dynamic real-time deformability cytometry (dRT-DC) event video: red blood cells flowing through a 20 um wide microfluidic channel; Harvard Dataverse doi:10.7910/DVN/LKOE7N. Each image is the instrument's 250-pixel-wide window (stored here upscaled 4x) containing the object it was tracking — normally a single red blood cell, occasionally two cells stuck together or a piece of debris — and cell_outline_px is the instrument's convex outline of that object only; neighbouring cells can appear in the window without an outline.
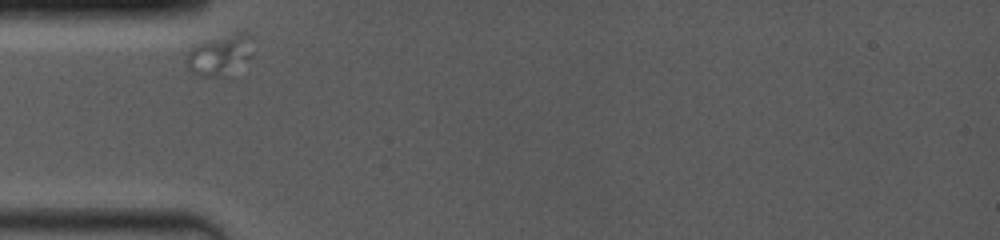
{"species": "common noctule bat (a hibernating species)", "species_latin": "Nyctalus noctula", "temperature_condition": "room temperature", "stored_images_in_passage": 15, "camera_frame_rate_fps": 4000, "um_per_image_px": 0.085, "animal": {"sex": "female", "body_mass_g": 19.0, "forearm_length_mm": 53.3}, "frame": {"image": 1, "passage_image": 1, "time_ms": 0.0, "image_size_px": [1000, 240], "cell_outline_px": [[252, 56], [232, 76], [200, 76], [188, 72], [184, 60], [188, 52], [192, 48], [200, 44], [240, 32], [248, 32], [252, 36]], "centroid_in_image_um": [18.72, 4.74], "position_along_channel_um": 66.3, "area_um2": 15.9}}
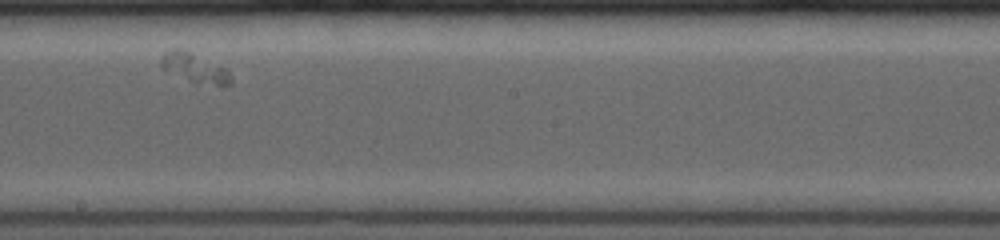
{"frame": {"image": 2, "passage_image": 9, "time_ms": 5.0, "image_size_px": [1000, 240], "cell_outline_px": [[232, 84], [220, 88], [192, 80], [160, 68], [160, 56], [168, 48], [180, 48], [224, 68], [232, 76]], "centroid_in_image_um": [16.54, 5.78], "position_along_channel_um": 231.7, "area_um2": 11.79}}
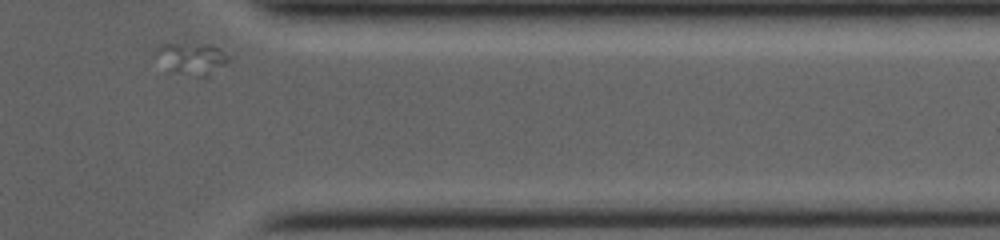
{"frame": {"image": 3, "passage_image": 15, "time_ms": 9.75, "image_size_px": [1000, 240], "cell_outline_px": [[228, 60], [224, 64], [204, 80], [172, 72], [152, 52], [152, 48], [160, 44], [208, 44], [220, 48], [228, 56]], "centroid_in_image_um": [16.26, 5.0], "position_along_channel_um": 395.1, "area_um2": 13.81}}